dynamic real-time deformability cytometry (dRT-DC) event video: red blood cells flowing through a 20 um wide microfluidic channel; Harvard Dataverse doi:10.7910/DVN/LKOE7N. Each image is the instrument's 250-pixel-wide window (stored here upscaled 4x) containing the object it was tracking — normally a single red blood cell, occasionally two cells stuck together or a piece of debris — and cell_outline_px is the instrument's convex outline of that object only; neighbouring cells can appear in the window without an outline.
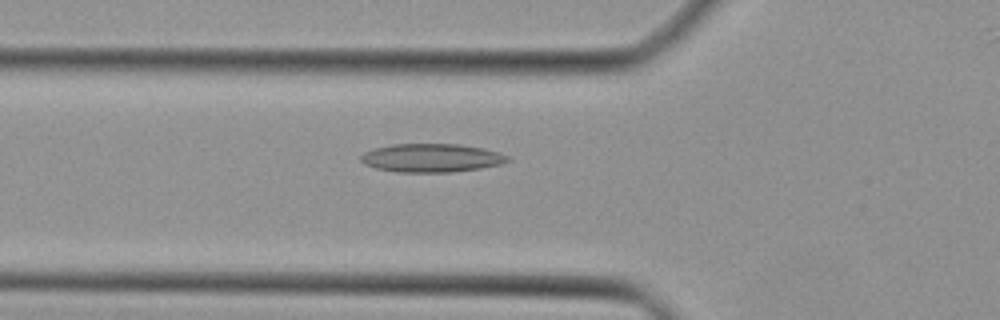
{"species": "Egyptian fruit bat (a non-hibernating species)", "species_latin": "Rousettus aegyptiacus", "temperature_condition": "cold", "stored_images_in_passage": 40, "camera_frame_rate_fps": 3000, "um_per_image_px": 0.085, "animal": {"sex": "female"}, "frame": {"image": 1, "passage_image": 15, "time_ms": 4.667, "image_size_px": [1000, 320], "cell_outline_px": [[512, 160], [500, 164], [480, 168], [448, 172], [396, 172], [376, 168], [364, 164], [360, 160], [360, 156], [364, 152], [372, 148], [392, 144], [460, 144], [484, 148], [508, 156]], "centroid_in_image_um": [36.64, 13.41], "position_along_channel_um": 89.2, "area_um2": 24.39}}
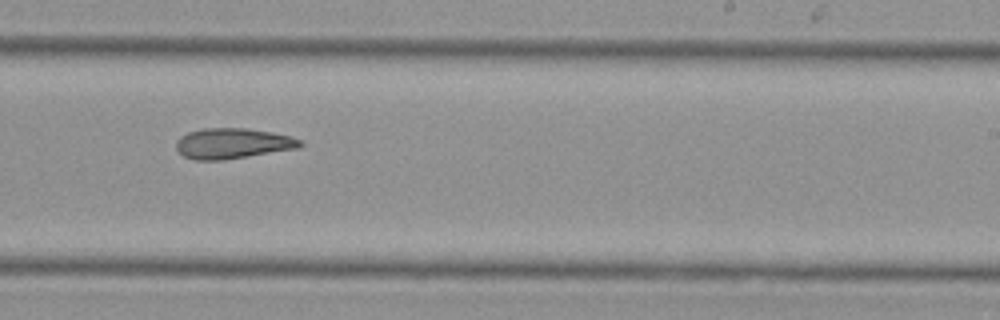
{"frame": {"image": 2, "passage_image": 27, "time_ms": 8.667, "image_size_px": [1000, 320], "cell_outline_px": [[304, 144], [300, 148], [224, 160], [196, 160], [184, 156], [176, 148], [176, 140], [180, 136], [188, 132], [204, 128], [244, 128], [272, 132], [292, 136], [300, 140]], "centroid_in_image_um": [19.79, 12.19], "position_along_channel_um": 269.2, "area_um2": 22.14}}
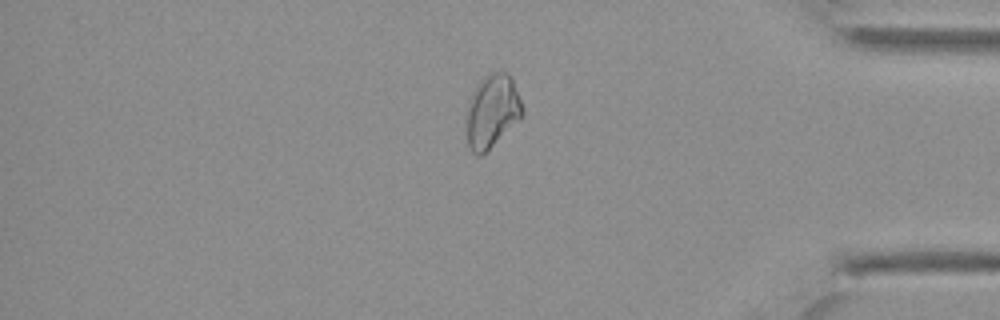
{"frame": {"image": 3, "passage_image": 37, "time_ms": 12.0, "image_size_px": [1000, 320], "cell_outline_px": [[524, 116], [480, 156], [476, 156], [472, 152], [468, 144], [464, 116], [472, 92], [476, 84], [484, 76], [492, 72], [508, 72], [512, 76], [524, 108]], "centroid_in_image_um": [41.82, 9.43], "position_along_channel_um": 393.4, "area_um2": 24.33}}